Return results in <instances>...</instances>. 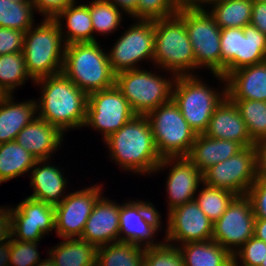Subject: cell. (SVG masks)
<instances>
[{"instance_id": "1", "label": "cell", "mask_w": 266, "mask_h": 266, "mask_svg": "<svg viewBox=\"0 0 266 266\" xmlns=\"http://www.w3.org/2000/svg\"><path fill=\"white\" fill-rule=\"evenodd\" d=\"M41 97L36 101L37 116L58 127L64 134L69 129L84 127L88 94L78 88L63 72L38 79Z\"/></svg>"}, {"instance_id": "2", "label": "cell", "mask_w": 266, "mask_h": 266, "mask_svg": "<svg viewBox=\"0 0 266 266\" xmlns=\"http://www.w3.org/2000/svg\"><path fill=\"white\" fill-rule=\"evenodd\" d=\"M103 143L109 148V158L124 171L150 176L162 160L145 115H135Z\"/></svg>"}, {"instance_id": "3", "label": "cell", "mask_w": 266, "mask_h": 266, "mask_svg": "<svg viewBox=\"0 0 266 266\" xmlns=\"http://www.w3.org/2000/svg\"><path fill=\"white\" fill-rule=\"evenodd\" d=\"M103 49L97 41L66 45L62 72L87 94L115 85V73Z\"/></svg>"}, {"instance_id": "4", "label": "cell", "mask_w": 266, "mask_h": 266, "mask_svg": "<svg viewBox=\"0 0 266 266\" xmlns=\"http://www.w3.org/2000/svg\"><path fill=\"white\" fill-rule=\"evenodd\" d=\"M40 22L25 32L22 50L33 83L62 72L66 48L58 23L53 18Z\"/></svg>"}, {"instance_id": "5", "label": "cell", "mask_w": 266, "mask_h": 266, "mask_svg": "<svg viewBox=\"0 0 266 266\" xmlns=\"http://www.w3.org/2000/svg\"><path fill=\"white\" fill-rule=\"evenodd\" d=\"M198 75L176 76L172 99L178 105L181 114L196 134H204L216 107L227 96L226 78L220 74L214 77L222 81L224 86L219 92L202 82ZM225 82V83H224Z\"/></svg>"}, {"instance_id": "6", "label": "cell", "mask_w": 266, "mask_h": 266, "mask_svg": "<svg viewBox=\"0 0 266 266\" xmlns=\"http://www.w3.org/2000/svg\"><path fill=\"white\" fill-rule=\"evenodd\" d=\"M153 63L173 76L195 75L193 47L185 23L177 15L155 19Z\"/></svg>"}, {"instance_id": "7", "label": "cell", "mask_w": 266, "mask_h": 266, "mask_svg": "<svg viewBox=\"0 0 266 266\" xmlns=\"http://www.w3.org/2000/svg\"><path fill=\"white\" fill-rule=\"evenodd\" d=\"M145 69L125 70L115 74V86L129 102L136 115H147L172 99L176 76L171 79Z\"/></svg>"}, {"instance_id": "8", "label": "cell", "mask_w": 266, "mask_h": 266, "mask_svg": "<svg viewBox=\"0 0 266 266\" xmlns=\"http://www.w3.org/2000/svg\"><path fill=\"white\" fill-rule=\"evenodd\" d=\"M146 117L161 158L189 155L197 134L190 128L173 99L152 110Z\"/></svg>"}, {"instance_id": "9", "label": "cell", "mask_w": 266, "mask_h": 266, "mask_svg": "<svg viewBox=\"0 0 266 266\" xmlns=\"http://www.w3.org/2000/svg\"><path fill=\"white\" fill-rule=\"evenodd\" d=\"M186 26L195 55V69L221 75V28L207 9H185L176 14Z\"/></svg>"}, {"instance_id": "10", "label": "cell", "mask_w": 266, "mask_h": 266, "mask_svg": "<svg viewBox=\"0 0 266 266\" xmlns=\"http://www.w3.org/2000/svg\"><path fill=\"white\" fill-rule=\"evenodd\" d=\"M118 37L113 48L107 52L112 71L116 74L125 70L139 69L138 62L152 61L154 56L155 20H134Z\"/></svg>"}, {"instance_id": "11", "label": "cell", "mask_w": 266, "mask_h": 266, "mask_svg": "<svg viewBox=\"0 0 266 266\" xmlns=\"http://www.w3.org/2000/svg\"><path fill=\"white\" fill-rule=\"evenodd\" d=\"M136 114L127 99L114 85L111 88L88 94V104L84 127L96 129L107 139L118 131Z\"/></svg>"}, {"instance_id": "12", "label": "cell", "mask_w": 266, "mask_h": 266, "mask_svg": "<svg viewBox=\"0 0 266 266\" xmlns=\"http://www.w3.org/2000/svg\"><path fill=\"white\" fill-rule=\"evenodd\" d=\"M203 184L246 195L257 179V145L245 147L202 173Z\"/></svg>"}, {"instance_id": "13", "label": "cell", "mask_w": 266, "mask_h": 266, "mask_svg": "<svg viewBox=\"0 0 266 266\" xmlns=\"http://www.w3.org/2000/svg\"><path fill=\"white\" fill-rule=\"evenodd\" d=\"M255 215L250 198L237 195L225 213L213 223L212 240L232 255L254 236Z\"/></svg>"}, {"instance_id": "14", "label": "cell", "mask_w": 266, "mask_h": 266, "mask_svg": "<svg viewBox=\"0 0 266 266\" xmlns=\"http://www.w3.org/2000/svg\"><path fill=\"white\" fill-rule=\"evenodd\" d=\"M161 219L160 212L149 201L131 200L122 203L120 205V241L134 243L144 248L159 246L162 242L154 241V235L162 229Z\"/></svg>"}, {"instance_id": "15", "label": "cell", "mask_w": 266, "mask_h": 266, "mask_svg": "<svg viewBox=\"0 0 266 266\" xmlns=\"http://www.w3.org/2000/svg\"><path fill=\"white\" fill-rule=\"evenodd\" d=\"M103 187L95 184L67 196L55 208V233L59 238H80Z\"/></svg>"}, {"instance_id": "16", "label": "cell", "mask_w": 266, "mask_h": 266, "mask_svg": "<svg viewBox=\"0 0 266 266\" xmlns=\"http://www.w3.org/2000/svg\"><path fill=\"white\" fill-rule=\"evenodd\" d=\"M167 216L166 234L163 241L168 244L177 246L178 244L212 239L213 222L205 215L195 200L172 209Z\"/></svg>"}, {"instance_id": "17", "label": "cell", "mask_w": 266, "mask_h": 266, "mask_svg": "<svg viewBox=\"0 0 266 266\" xmlns=\"http://www.w3.org/2000/svg\"><path fill=\"white\" fill-rule=\"evenodd\" d=\"M12 237L19 241L38 242L55 231L54 206L26 197L14 208L9 206Z\"/></svg>"}, {"instance_id": "18", "label": "cell", "mask_w": 266, "mask_h": 266, "mask_svg": "<svg viewBox=\"0 0 266 266\" xmlns=\"http://www.w3.org/2000/svg\"><path fill=\"white\" fill-rule=\"evenodd\" d=\"M171 167L166 178L168 211L195 199L199 184H203L202 173L187 156L164 157L154 171Z\"/></svg>"}, {"instance_id": "19", "label": "cell", "mask_w": 266, "mask_h": 266, "mask_svg": "<svg viewBox=\"0 0 266 266\" xmlns=\"http://www.w3.org/2000/svg\"><path fill=\"white\" fill-rule=\"evenodd\" d=\"M114 202L103 195L97 200L80 239L97 248L120 241V204Z\"/></svg>"}, {"instance_id": "20", "label": "cell", "mask_w": 266, "mask_h": 266, "mask_svg": "<svg viewBox=\"0 0 266 266\" xmlns=\"http://www.w3.org/2000/svg\"><path fill=\"white\" fill-rule=\"evenodd\" d=\"M204 134L214 139L235 141L243 148L258 145L251 139L237 106L227 96L216 107Z\"/></svg>"}, {"instance_id": "21", "label": "cell", "mask_w": 266, "mask_h": 266, "mask_svg": "<svg viewBox=\"0 0 266 266\" xmlns=\"http://www.w3.org/2000/svg\"><path fill=\"white\" fill-rule=\"evenodd\" d=\"M63 138L64 133L58 127L37 116L18 133L16 142L37 160H50Z\"/></svg>"}, {"instance_id": "22", "label": "cell", "mask_w": 266, "mask_h": 266, "mask_svg": "<svg viewBox=\"0 0 266 266\" xmlns=\"http://www.w3.org/2000/svg\"><path fill=\"white\" fill-rule=\"evenodd\" d=\"M230 100L266 101V61L232 71L226 77Z\"/></svg>"}, {"instance_id": "23", "label": "cell", "mask_w": 266, "mask_h": 266, "mask_svg": "<svg viewBox=\"0 0 266 266\" xmlns=\"http://www.w3.org/2000/svg\"><path fill=\"white\" fill-rule=\"evenodd\" d=\"M63 173L58 166L50 165L48 159L37 160L29 177L34 192L27 197L52 206L58 205L67 196V194L64 195V190L67 188L68 179Z\"/></svg>"}, {"instance_id": "24", "label": "cell", "mask_w": 266, "mask_h": 266, "mask_svg": "<svg viewBox=\"0 0 266 266\" xmlns=\"http://www.w3.org/2000/svg\"><path fill=\"white\" fill-rule=\"evenodd\" d=\"M13 98L6 94L0 101V144L16 140L18 133L37 117L36 99L16 103Z\"/></svg>"}, {"instance_id": "25", "label": "cell", "mask_w": 266, "mask_h": 266, "mask_svg": "<svg viewBox=\"0 0 266 266\" xmlns=\"http://www.w3.org/2000/svg\"><path fill=\"white\" fill-rule=\"evenodd\" d=\"M243 147L232 140L214 139L206 134H197L187 156L201 173L209 167L236 155Z\"/></svg>"}, {"instance_id": "26", "label": "cell", "mask_w": 266, "mask_h": 266, "mask_svg": "<svg viewBox=\"0 0 266 266\" xmlns=\"http://www.w3.org/2000/svg\"><path fill=\"white\" fill-rule=\"evenodd\" d=\"M76 3L68 5L53 18L60 27L65 44L97 41L93 35L94 29L89 4L77 5ZM63 20H66V23ZM62 23H65L67 30L64 29L65 25Z\"/></svg>"}, {"instance_id": "27", "label": "cell", "mask_w": 266, "mask_h": 266, "mask_svg": "<svg viewBox=\"0 0 266 266\" xmlns=\"http://www.w3.org/2000/svg\"><path fill=\"white\" fill-rule=\"evenodd\" d=\"M63 240L46 252L54 266H96L95 245L80 238H63Z\"/></svg>"}, {"instance_id": "28", "label": "cell", "mask_w": 266, "mask_h": 266, "mask_svg": "<svg viewBox=\"0 0 266 266\" xmlns=\"http://www.w3.org/2000/svg\"><path fill=\"white\" fill-rule=\"evenodd\" d=\"M178 248L185 266H232L233 263V255L212 239L184 243Z\"/></svg>"}, {"instance_id": "29", "label": "cell", "mask_w": 266, "mask_h": 266, "mask_svg": "<svg viewBox=\"0 0 266 266\" xmlns=\"http://www.w3.org/2000/svg\"><path fill=\"white\" fill-rule=\"evenodd\" d=\"M37 159L16 140L0 144V184L30 173Z\"/></svg>"}, {"instance_id": "30", "label": "cell", "mask_w": 266, "mask_h": 266, "mask_svg": "<svg viewBox=\"0 0 266 266\" xmlns=\"http://www.w3.org/2000/svg\"><path fill=\"white\" fill-rule=\"evenodd\" d=\"M254 0H212L209 13L221 29L250 25ZM211 10V11H210Z\"/></svg>"}, {"instance_id": "31", "label": "cell", "mask_w": 266, "mask_h": 266, "mask_svg": "<svg viewBox=\"0 0 266 266\" xmlns=\"http://www.w3.org/2000/svg\"><path fill=\"white\" fill-rule=\"evenodd\" d=\"M145 248L127 241H117L97 248L96 266H140Z\"/></svg>"}, {"instance_id": "32", "label": "cell", "mask_w": 266, "mask_h": 266, "mask_svg": "<svg viewBox=\"0 0 266 266\" xmlns=\"http://www.w3.org/2000/svg\"><path fill=\"white\" fill-rule=\"evenodd\" d=\"M243 32L240 58L222 75L224 78L232 71L266 61V35L251 24Z\"/></svg>"}, {"instance_id": "33", "label": "cell", "mask_w": 266, "mask_h": 266, "mask_svg": "<svg viewBox=\"0 0 266 266\" xmlns=\"http://www.w3.org/2000/svg\"><path fill=\"white\" fill-rule=\"evenodd\" d=\"M235 103L247 131L256 144L266 143V101L231 100Z\"/></svg>"}, {"instance_id": "34", "label": "cell", "mask_w": 266, "mask_h": 266, "mask_svg": "<svg viewBox=\"0 0 266 266\" xmlns=\"http://www.w3.org/2000/svg\"><path fill=\"white\" fill-rule=\"evenodd\" d=\"M31 80L22 52L0 55V88L5 94H12L17 87Z\"/></svg>"}, {"instance_id": "35", "label": "cell", "mask_w": 266, "mask_h": 266, "mask_svg": "<svg viewBox=\"0 0 266 266\" xmlns=\"http://www.w3.org/2000/svg\"><path fill=\"white\" fill-rule=\"evenodd\" d=\"M34 11L32 0L19 3L0 0V27L26 32L35 24Z\"/></svg>"}, {"instance_id": "36", "label": "cell", "mask_w": 266, "mask_h": 266, "mask_svg": "<svg viewBox=\"0 0 266 266\" xmlns=\"http://www.w3.org/2000/svg\"><path fill=\"white\" fill-rule=\"evenodd\" d=\"M204 188L199 190L195 201L205 213V215L214 223L217 221L227 210L230 203L237 196L230 190L211 187L204 184Z\"/></svg>"}, {"instance_id": "37", "label": "cell", "mask_w": 266, "mask_h": 266, "mask_svg": "<svg viewBox=\"0 0 266 266\" xmlns=\"http://www.w3.org/2000/svg\"><path fill=\"white\" fill-rule=\"evenodd\" d=\"M94 33L107 35L113 33L122 23L124 11L106 0H94L89 3ZM123 12V13H122Z\"/></svg>"}, {"instance_id": "38", "label": "cell", "mask_w": 266, "mask_h": 266, "mask_svg": "<svg viewBox=\"0 0 266 266\" xmlns=\"http://www.w3.org/2000/svg\"><path fill=\"white\" fill-rule=\"evenodd\" d=\"M38 242L19 241L11 236L0 256V266H35L42 259Z\"/></svg>"}, {"instance_id": "39", "label": "cell", "mask_w": 266, "mask_h": 266, "mask_svg": "<svg viewBox=\"0 0 266 266\" xmlns=\"http://www.w3.org/2000/svg\"><path fill=\"white\" fill-rule=\"evenodd\" d=\"M243 36V28L221 29V75L240 58Z\"/></svg>"}, {"instance_id": "40", "label": "cell", "mask_w": 266, "mask_h": 266, "mask_svg": "<svg viewBox=\"0 0 266 266\" xmlns=\"http://www.w3.org/2000/svg\"><path fill=\"white\" fill-rule=\"evenodd\" d=\"M144 259L151 266H185L178 246L165 241L159 246L145 248Z\"/></svg>"}, {"instance_id": "41", "label": "cell", "mask_w": 266, "mask_h": 266, "mask_svg": "<svg viewBox=\"0 0 266 266\" xmlns=\"http://www.w3.org/2000/svg\"><path fill=\"white\" fill-rule=\"evenodd\" d=\"M265 258H266V242L259 240L255 236H253L250 239H248L233 254L232 265L261 266V263L263 260H265Z\"/></svg>"}, {"instance_id": "42", "label": "cell", "mask_w": 266, "mask_h": 266, "mask_svg": "<svg viewBox=\"0 0 266 266\" xmlns=\"http://www.w3.org/2000/svg\"><path fill=\"white\" fill-rule=\"evenodd\" d=\"M177 14L171 0H139L137 10L131 15L136 19L155 20Z\"/></svg>"}, {"instance_id": "43", "label": "cell", "mask_w": 266, "mask_h": 266, "mask_svg": "<svg viewBox=\"0 0 266 266\" xmlns=\"http://www.w3.org/2000/svg\"><path fill=\"white\" fill-rule=\"evenodd\" d=\"M25 32L0 27V55L22 52Z\"/></svg>"}, {"instance_id": "44", "label": "cell", "mask_w": 266, "mask_h": 266, "mask_svg": "<svg viewBox=\"0 0 266 266\" xmlns=\"http://www.w3.org/2000/svg\"><path fill=\"white\" fill-rule=\"evenodd\" d=\"M246 195L251 200L255 218L266 219V182L256 179Z\"/></svg>"}, {"instance_id": "45", "label": "cell", "mask_w": 266, "mask_h": 266, "mask_svg": "<svg viewBox=\"0 0 266 266\" xmlns=\"http://www.w3.org/2000/svg\"><path fill=\"white\" fill-rule=\"evenodd\" d=\"M36 12H40L43 18H54L60 11L76 0H32Z\"/></svg>"}, {"instance_id": "46", "label": "cell", "mask_w": 266, "mask_h": 266, "mask_svg": "<svg viewBox=\"0 0 266 266\" xmlns=\"http://www.w3.org/2000/svg\"><path fill=\"white\" fill-rule=\"evenodd\" d=\"M12 236L9 208L0 206V256Z\"/></svg>"}, {"instance_id": "47", "label": "cell", "mask_w": 266, "mask_h": 266, "mask_svg": "<svg viewBox=\"0 0 266 266\" xmlns=\"http://www.w3.org/2000/svg\"><path fill=\"white\" fill-rule=\"evenodd\" d=\"M250 24L266 35V2L254 0Z\"/></svg>"}, {"instance_id": "48", "label": "cell", "mask_w": 266, "mask_h": 266, "mask_svg": "<svg viewBox=\"0 0 266 266\" xmlns=\"http://www.w3.org/2000/svg\"><path fill=\"white\" fill-rule=\"evenodd\" d=\"M171 2L176 10L180 11L185 9H206L205 6L207 4L210 5L212 0H171Z\"/></svg>"}, {"instance_id": "49", "label": "cell", "mask_w": 266, "mask_h": 266, "mask_svg": "<svg viewBox=\"0 0 266 266\" xmlns=\"http://www.w3.org/2000/svg\"><path fill=\"white\" fill-rule=\"evenodd\" d=\"M257 179L266 182V143L257 145Z\"/></svg>"}, {"instance_id": "50", "label": "cell", "mask_w": 266, "mask_h": 266, "mask_svg": "<svg viewBox=\"0 0 266 266\" xmlns=\"http://www.w3.org/2000/svg\"><path fill=\"white\" fill-rule=\"evenodd\" d=\"M114 4L118 9L124 10L129 17L137 10L139 0H106Z\"/></svg>"}, {"instance_id": "51", "label": "cell", "mask_w": 266, "mask_h": 266, "mask_svg": "<svg viewBox=\"0 0 266 266\" xmlns=\"http://www.w3.org/2000/svg\"><path fill=\"white\" fill-rule=\"evenodd\" d=\"M254 236L257 239L266 242V219H264V218H255Z\"/></svg>"}, {"instance_id": "52", "label": "cell", "mask_w": 266, "mask_h": 266, "mask_svg": "<svg viewBox=\"0 0 266 266\" xmlns=\"http://www.w3.org/2000/svg\"><path fill=\"white\" fill-rule=\"evenodd\" d=\"M35 266H54L53 261L49 258H45L37 263Z\"/></svg>"}, {"instance_id": "53", "label": "cell", "mask_w": 266, "mask_h": 266, "mask_svg": "<svg viewBox=\"0 0 266 266\" xmlns=\"http://www.w3.org/2000/svg\"><path fill=\"white\" fill-rule=\"evenodd\" d=\"M8 1L19 3V2H29L30 0H8Z\"/></svg>"}, {"instance_id": "54", "label": "cell", "mask_w": 266, "mask_h": 266, "mask_svg": "<svg viewBox=\"0 0 266 266\" xmlns=\"http://www.w3.org/2000/svg\"><path fill=\"white\" fill-rule=\"evenodd\" d=\"M140 266H151L145 259H143Z\"/></svg>"}, {"instance_id": "55", "label": "cell", "mask_w": 266, "mask_h": 266, "mask_svg": "<svg viewBox=\"0 0 266 266\" xmlns=\"http://www.w3.org/2000/svg\"><path fill=\"white\" fill-rule=\"evenodd\" d=\"M6 94L2 91V89L0 88V101L4 98Z\"/></svg>"}, {"instance_id": "56", "label": "cell", "mask_w": 266, "mask_h": 266, "mask_svg": "<svg viewBox=\"0 0 266 266\" xmlns=\"http://www.w3.org/2000/svg\"><path fill=\"white\" fill-rule=\"evenodd\" d=\"M261 266H266V258L262 261Z\"/></svg>"}]
</instances>
